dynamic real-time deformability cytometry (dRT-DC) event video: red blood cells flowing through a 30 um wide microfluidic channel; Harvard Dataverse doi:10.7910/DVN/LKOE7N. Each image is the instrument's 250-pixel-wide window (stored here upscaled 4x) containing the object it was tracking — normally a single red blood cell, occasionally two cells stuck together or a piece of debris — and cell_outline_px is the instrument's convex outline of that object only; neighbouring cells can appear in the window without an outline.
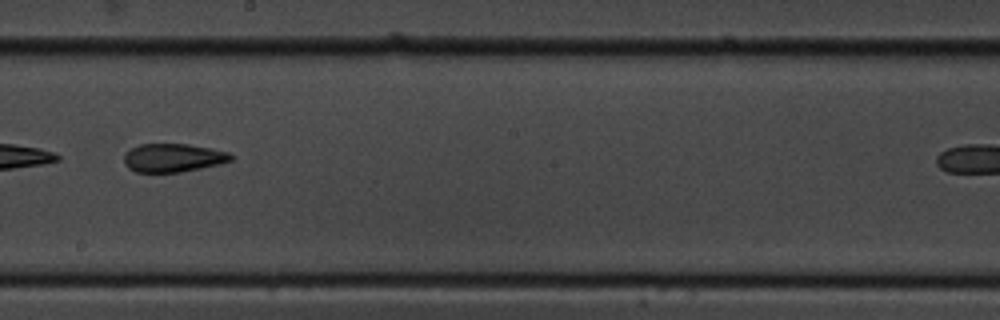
{"species": "common noctule bat (a hibernating species)", "species_latin": "Nyctalus noctula", "temperature_condition": "cold", "stored_images_in_passage": 12, "camera_frame_rate_fps": 3000, "um_per_image_px": 0.085, "animal": {"sex": "male", "body_mass_g": 19.5, "forearm_length_mm": 54.6}, "frame": {"image": 1, "passage_image": 7, "time_ms": 7.667, "image_size_px": [1000, 320], "cell_outline_px": [[232, 160], [220, 164], [180, 172], [136, 172], [128, 168], [124, 164], [124, 152], [140, 144], [188, 144], [212, 148], [228, 152], [232, 156]], "centroid_in_image_um": [14.69, 13.41], "position_along_channel_um": 233.5, "area_um2": 17.74}}
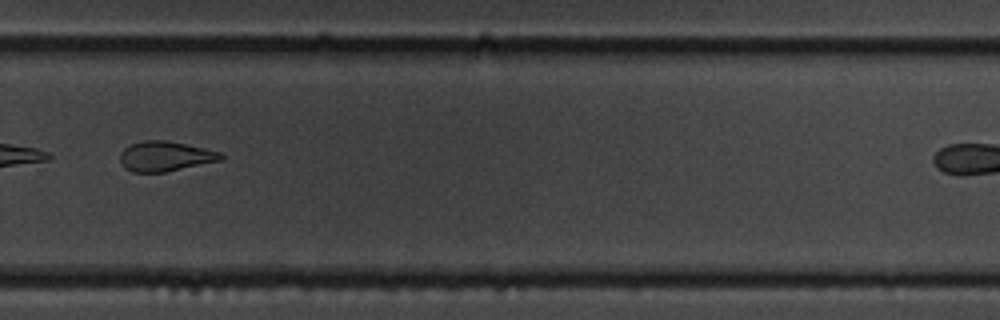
{"frame": {"image": 2, "passage_image": 9, "time_ms": 10.0, "image_size_px": [1000, 320], "cell_outline_px": [[224, 156], [220, 160], [164, 172], [132, 172], [124, 168], [120, 164], [120, 152], [124, 148], [132, 144], [144, 140], [164, 140], [204, 148], [220, 152]], "centroid_in_image_um": [13.98, 13.29], "position_along_channel_um": 315.8, "area_um2": 17.4}, "authors_computed_cell_mechanics": {"area_um2": 18.6116, "velocity_mm_per_s": 3.5402, "shape_relaxation_time_tau1_ms": null, "shape_relaxation_time_tau2_ms": 1.7853, "deformation_change_tau1": null, "deformation_change_tau2": 0.0667}}